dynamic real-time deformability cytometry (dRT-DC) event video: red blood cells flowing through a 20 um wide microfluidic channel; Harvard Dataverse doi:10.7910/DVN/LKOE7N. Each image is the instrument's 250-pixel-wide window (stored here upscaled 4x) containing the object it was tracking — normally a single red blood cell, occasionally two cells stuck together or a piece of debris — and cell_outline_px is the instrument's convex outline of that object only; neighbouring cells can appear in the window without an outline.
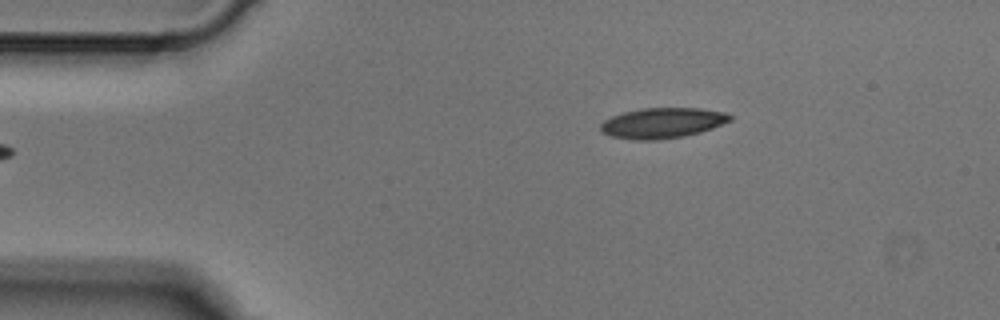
{"species": "Egyptian fruit bat (a non-hibernating species)", "species_latin": "Rousettus aegyptiacus", "temperature_condition": "cold", "stored_images_in_passage": 3, "camera_frame_rate_fps": 3000, "um_per_image_px": 0.085, "animal": {"sex": "male"}, "frame": {"image": 1, "passage_image": 3, "time_ms": 0.667, "image_size_px": [1000, 320], "cell_outline_px": [[732, 120], [712, 128], [700, 132], [684, 136], [660, 140], [632, 140], [608, 136], [600, 132], [600, 124], [604, 120], [612, 116], [624, 112], [640, 108], [700, 108], [724, 112], [732, 116]], "centroid_in_image_um": [56.26, 10.46], "position_along_channel_um": 28.7, "area_um2": 23.18}}